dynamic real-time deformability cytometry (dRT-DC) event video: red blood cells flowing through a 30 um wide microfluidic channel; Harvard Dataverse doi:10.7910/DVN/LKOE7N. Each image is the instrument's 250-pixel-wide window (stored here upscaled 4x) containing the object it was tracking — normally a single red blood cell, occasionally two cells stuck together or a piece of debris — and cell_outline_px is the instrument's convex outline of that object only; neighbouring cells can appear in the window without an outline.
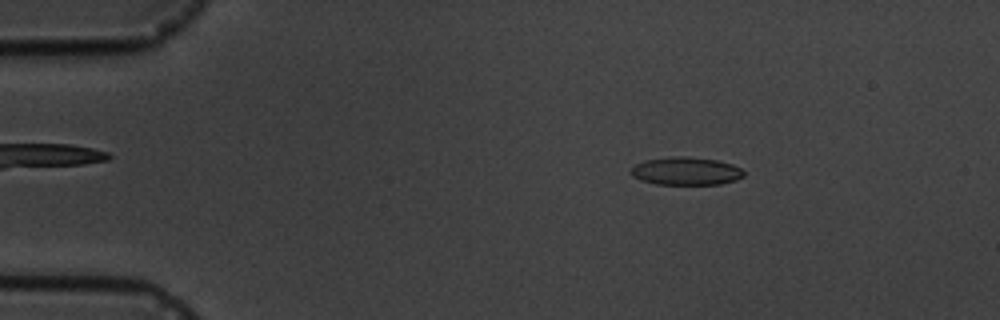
{"species": "common noctule bat (a hibernating species)", "species_latin": "Nyctalus noctula", "temperature_condition": "cold", "stored_images_in_passage": 5, "camera_frame_rate_fps": 3000, "um_per_image_px": 0.085, "animal": {"sex": "male", "body_mass_g": 19.5, "forearm_length_mm": 54.6}, "frame": {"image": 1, "passage_image": 2, "time_ms": 1.333, "image_size_px": [1000, 320], "cell_outline_px": [[744, 176], [736, 180], [720, 184], [656, 184], [640, 180], [632, 176], [632, 168], [636, 164], [644, 160], [672, 156], [688, 156], [716, 160], [732, 164], [740, 168], [744, 172]], "centroid_in_image_um": [58.31, 14.54], "position_along_channel_um": 26.7, "area_um2": 18.38}}